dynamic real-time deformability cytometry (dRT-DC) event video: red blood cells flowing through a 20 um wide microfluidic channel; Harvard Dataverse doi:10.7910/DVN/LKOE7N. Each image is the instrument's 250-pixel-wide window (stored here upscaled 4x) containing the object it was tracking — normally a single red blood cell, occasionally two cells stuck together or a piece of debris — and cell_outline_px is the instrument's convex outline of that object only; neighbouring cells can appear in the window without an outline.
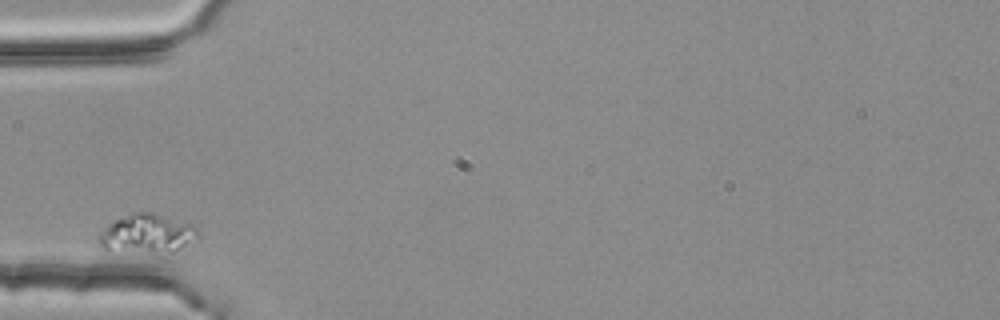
{"species": "common noctule bat (a hibernating species)", "species_latin": "Nyctalus noctula", "temperature_condition": "room temperature", "stored_images_in_passage": 2, "camera_frame_rate_fps": 3000, "um_per_image_px": 0.085, "animal": {"sex": "female", "body_mass_g": 25.1}, "frame": {"image": 1, "passage_image": 1, "time_ms": 0.0, "image_size_px": [1000, 320], "cell_outline_px": [[200, 236], [180, 248], [172, 252], [160, 256], [156, 256], [104, 252], [100, 248], [96, 236], [116, 220], [136, 212], [152, 212], [192, 224], [196, 228]], "centroid_in_image_um": [12.44, 19.97], "position_along_channel_um": 72.6, "area_um2": 23.58}}
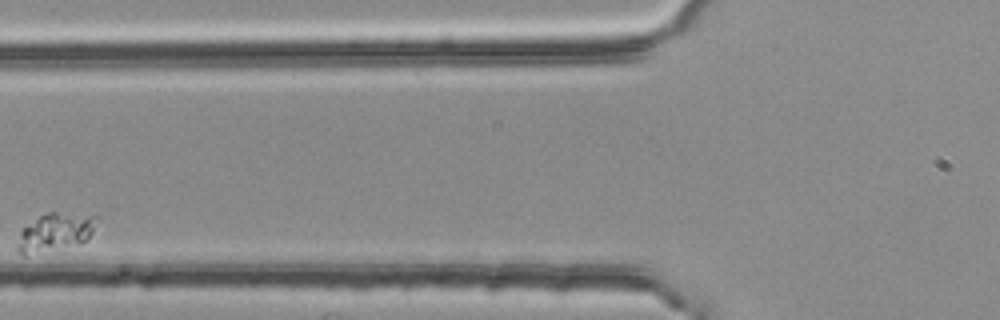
{"frame": {"image": 2, "passage_image": 2, "time_ms": 0.333, "image_size_px": [1000, 320], "cell_outline_px": [[100, 220], [92, 232], [80, 244], [28, 256], [24, 256], [16, 252], [16, 244], [20, 232], [24, 228], [40, 216], [48, 212], [56, 212], [96, 216]], "centroid_in_image_um": [4.66, 19.77], "position_along_channel_um": 121.1, "area_um2": 17.74}}